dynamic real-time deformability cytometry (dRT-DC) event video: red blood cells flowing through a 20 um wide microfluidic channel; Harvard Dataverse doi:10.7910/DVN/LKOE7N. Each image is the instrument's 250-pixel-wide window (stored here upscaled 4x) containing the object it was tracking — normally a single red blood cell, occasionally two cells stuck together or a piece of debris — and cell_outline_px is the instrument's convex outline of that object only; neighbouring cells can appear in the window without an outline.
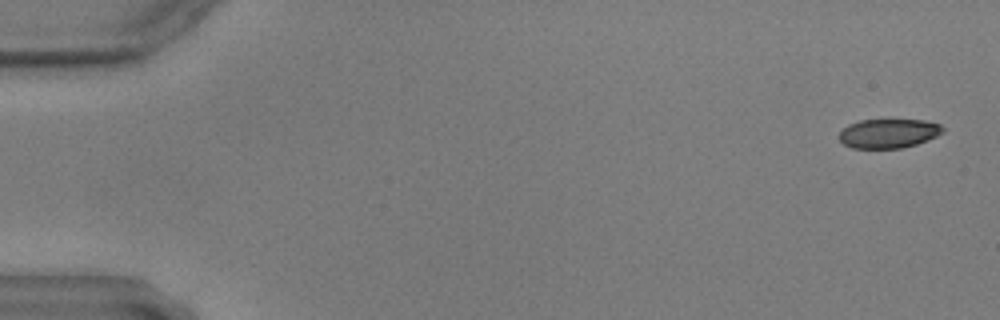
{"species": "common noctule bat (a hibernating species)", "species_latin": "Nyctalus noctula", "temperature_condition": "warm", "stored_images_in_passage": 58, "camera_frame_rate_fps": 3000, "um_per_image_px": 0.085, "animal": {"sex": "male", "body_mass_g": 17.9, "forearm_length_mm": 54.2}, "frame": {"image": 1, "passage_image": 2, "time_ms": 0.333, "image_size_px": [1000, 320], "cell_outline_px": [[944, 132], [928, 140], [916, 144], [900, 148], [852, 148], [844, 144], [840, 140], [840, 132], [848, 124], [860, 120], [924, 120], [940, 124], [944, 128]], "centroid_in_image_um": [75.54, 11.34], "position_along_channel_um": 9.5, "area_um2": 17.57}}
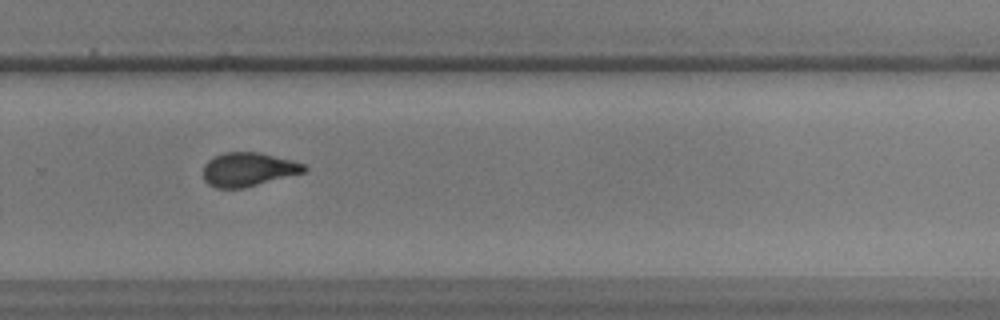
{"frame": {"image": 2, "passage_image": 40, "time_ms": 13.0, "image_size_px": [1000, 320], "cell_outline_px": [[308, 168], [304, 172], [244, 188], [216, 188], [208, 184], [204, 180], [204, 164], [208, 160], [224, 152], [260, 152], [292, 160], [304, 164]], "centroid_in_image_um": [21.09, 14.4], "position_along_channel_um": 308.7, "area_um2": 19.83}}
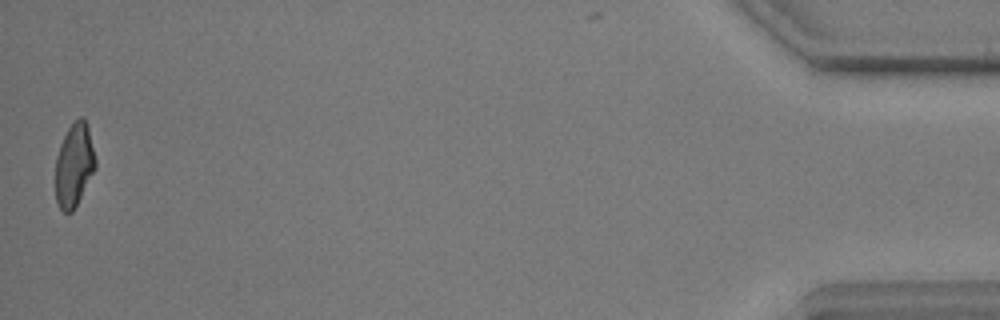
{"frame": {"image": 3, "passage_image": 58, "time_ms": 19.0, "image_size_px": [1000, 320], "cell_outline_px": [[96, 168], [72, 212], [64, 212], [60, 208], [56, 200], [56, 156], [60, 144], [68, 128], [80, 116], [84, 116], [88, 124], [96, 160]], "centroid_in_image_um": [6.32, 13.99], "position_along_channel_um": 428.9, "area_um2": 19.36}}